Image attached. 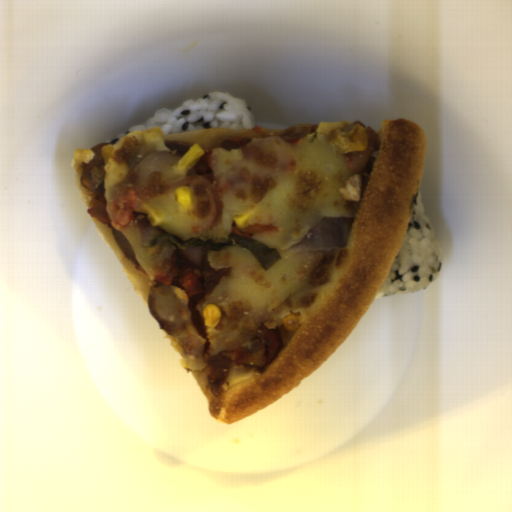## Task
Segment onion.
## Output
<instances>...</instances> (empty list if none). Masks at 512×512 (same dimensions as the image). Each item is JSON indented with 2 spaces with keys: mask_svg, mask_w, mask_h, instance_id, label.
<instances>
[{
  "mask_svg": "<svg viewBox=\"0 0 512 512\" xmlns=\"http://www.w3.org/2000/svg\"><path fill=\"white\" fill-rule=\"evenodd\" d=\"M353 218L325 217L293 248L305 251L344 250L352 236Z\"/></svg>",
  "mask_w": 512,
  "mask_h": 512,
  "instance_id": "onion-1",
  "label": "onion"
}]
</instances>
